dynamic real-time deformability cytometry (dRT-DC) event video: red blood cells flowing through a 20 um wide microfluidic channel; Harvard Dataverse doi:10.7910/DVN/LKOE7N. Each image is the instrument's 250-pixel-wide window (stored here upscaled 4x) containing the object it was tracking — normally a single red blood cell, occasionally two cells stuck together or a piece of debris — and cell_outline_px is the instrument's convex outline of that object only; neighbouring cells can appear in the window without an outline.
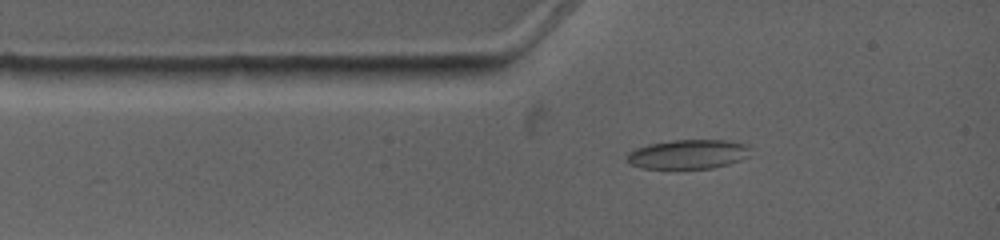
{"species": "common noctule bat (a hibernating species)", "species_latin": "Nyctalus noctula", "temperature_condition": "warm", "stored_images_in_passage": 3, "camera_frame_rate_fps": 4500, "um_per_image_px": 0.085, "animal": {"sex": "female", "body_mass_g": 19.0, "forearm_length_mm": 53.3}, "frame": {"image": 1, "passage_image": 2, "time_ms": 0.889, "image_size_px": [1000, 240], "cell_outline_px": [[748, 156], [740, 160], [728, 164], [712, 168], [640, 168], [628, 164], [628, 152], [636, 148], [648, 144], [672, 140], [728, 140], [748, 144]], "centroid_in_image_um": [58.47, 13.1], "position_along_channel_um": 26.5, "area_um2": 21.04}}